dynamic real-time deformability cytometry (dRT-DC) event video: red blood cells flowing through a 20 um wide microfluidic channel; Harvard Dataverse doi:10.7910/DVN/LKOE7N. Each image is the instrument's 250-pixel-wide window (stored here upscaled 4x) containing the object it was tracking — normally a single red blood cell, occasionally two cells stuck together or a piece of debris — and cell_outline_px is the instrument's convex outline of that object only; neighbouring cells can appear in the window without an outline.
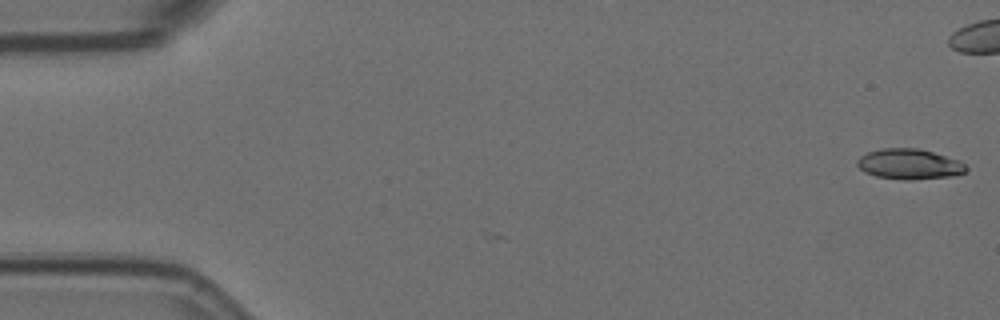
{"species": "Egyptian fruit bat (a non-hibernating species)", "species_latin": "Rousettus aegyptiacus", "temperature_condition": "room temperature", "stored_images_in_passage": 3, "camera_frame_rate_fps": 3000, "um_per_image_px": 0.085, "animal": {"sex": "female"}, "frame": {"image": 1, "passage_image": 1, "time_ms": 0.0, "image_size_px": [1000, 320], "cell_outline_px": [[968, 172], [948, 176], [908, 180], [876, 176], [864, 172], [856, 164], [856, 160], [860, 156], [868, 152], [880, 148], [916, 148], [932, 152], [956, 160], [964, 164], [968, 168]], "centroid_in_image_um": [77.24, 13.94], "position_along_channel_um": 7.8, "area_um2": 19.02}}